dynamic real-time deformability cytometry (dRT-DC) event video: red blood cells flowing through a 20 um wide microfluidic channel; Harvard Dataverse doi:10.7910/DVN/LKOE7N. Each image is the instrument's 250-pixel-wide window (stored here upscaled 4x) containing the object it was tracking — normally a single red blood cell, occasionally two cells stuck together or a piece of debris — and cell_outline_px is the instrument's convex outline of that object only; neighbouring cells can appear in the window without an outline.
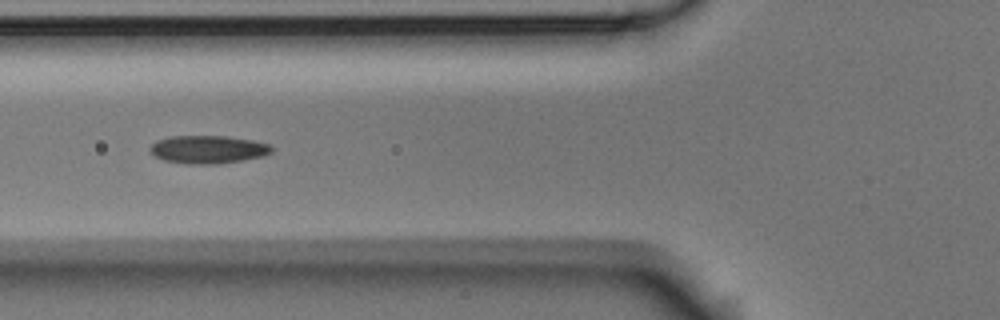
{"species": "Egyptian fruit bat (a non-hibernating species)", "species_latin": "Rousettus aegyptiacus", "temperature_condition": "room temperature", "stored_images_in_passage": 5, "camera_frame_rate_fps": 3000, "um_per_image_px": 0.085, "animal": {"sex": "male"}, "frame": {"image": 1, "passage_image": 3, "time_ms": 0.667, "image_size_px": [1000, 320], "cell_outline_px": [[272, 152], [264, 156], [244, 160], [220, 164], [188, 164], [164, 160], [156, 156], [148, 148], [156, 140], [172, 136], [224, 136], [252, 140], [268, 144], [272, 148]], "centroid_in_image_um": [17.69, 12.71], "position_along_channel_um": 108.1, "area_um2": 19.83}}
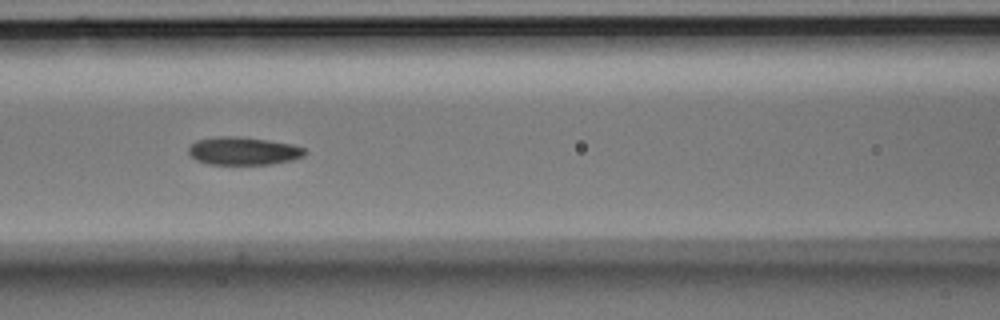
{"frame": {"image": 2, "passage_image": 4, "time_ms": 1.0, "image_size_px": [1000, 320], "cell_outline_px": [[308, 152], [304, 156], [288, 160], [268, 164], [208, 164], [196, 160], [188, 152], [188, 148], [196, 140], [216, 136], [236, 136], [268, 140], [292, 144], [304, 148]], "centroid_in_image_um": [20.66, 12.82], "position_along_channel_um": 145.9, "area_um2": 18.84}}
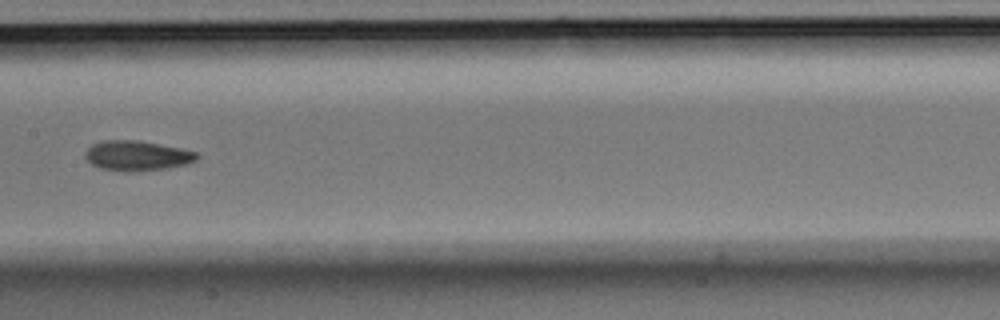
{"frame": {"image": 3, "passage_image": 5, "time_ms": 1.333, "image_size_px": [1000, 320], "cell_outline_px": [[200, 156], [196, 160], [188, 164], [168, 168], [136, 172], [124, 172], [100, 168], [92, 164], [84, 156], [84, 152], [92, 144], [100, 140], [140, 140], [200, 152]], "centroid_in_image_um": [11.67, 13.23], "position_along_channel_um": 195.7, "area_um2": 19.94}}